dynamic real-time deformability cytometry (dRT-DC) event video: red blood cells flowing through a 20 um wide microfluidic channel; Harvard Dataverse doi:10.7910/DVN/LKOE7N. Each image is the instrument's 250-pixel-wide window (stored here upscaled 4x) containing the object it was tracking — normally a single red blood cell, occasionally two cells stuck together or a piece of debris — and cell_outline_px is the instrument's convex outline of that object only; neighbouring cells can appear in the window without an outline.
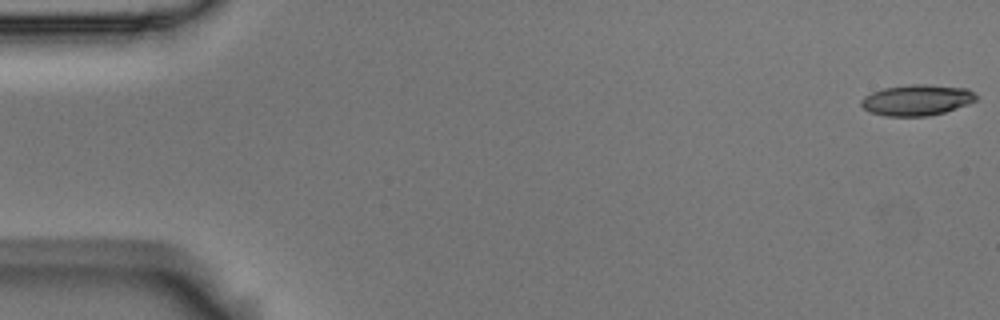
{"species": "Egyptian fruit bat (a non-hibernating species)", "species_latin": "Rousettus aegyptiacus", "temperature_condition": "room temperature", "stored_images_in_passage": 4, "camera_frame_rate_fps": 3000, "um_per_image_px": 0.085, "animal": {"sex": "male"}, "frame": {"image": 1, "passage_image": 1, "time_ms": 0.0, "image_size_px": [1000, 320], "cell_outline_px": [[976, 100], [968, 104], [944, 112], [928, 116], [884, 116], [868, 112], [860, 104], [860, 100], [864, 96], [872, 92], [884, 88], [908, 84], [928, 84], [968, 88], [976, 92]], "centroid_in_image_um": [77.92, 8.5], "position_along_channel_um": 7.1, "area_um2": 20.92}}